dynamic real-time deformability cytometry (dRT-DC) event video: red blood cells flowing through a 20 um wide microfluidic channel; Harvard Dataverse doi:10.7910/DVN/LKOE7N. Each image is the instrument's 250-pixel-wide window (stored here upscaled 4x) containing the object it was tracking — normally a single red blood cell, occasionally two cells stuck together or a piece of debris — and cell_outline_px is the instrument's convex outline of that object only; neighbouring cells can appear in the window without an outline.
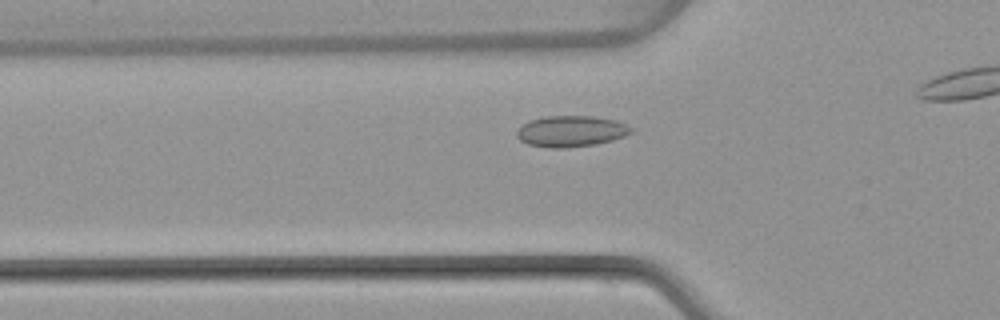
{"species": "common noctule bat (a hibernating species)", "species_latin": "Nyctalus noctula", "temperature_condition": "warm", "stored_images_in_passage": 28, "camera_frame_rate_fps": 3000, "um_per_image_px": 0.085, "animal": {"sex": "female", "body_mass_g": 22.7, "forearm_length_mm": 54.2}, "frame": {"image": 1, "passage_image": 4, "time_ms": 1.0, "image_size_px": [1000, 320], "cell_outline_px": [[636, 128], [632, 132], [624, 136], [612, 140], [596, 144], [564, 148], [552, 148], [528, 144], [520, 140], [516, 136], [516, 132], [524, 124], [532, 120], [548, 116], [592, 116], [616, 120], [628, 124]], "centroid_in_image_um": [48.6, 11.15], "position_along_channel_um": 77.2, "area_um2": 20.69}}
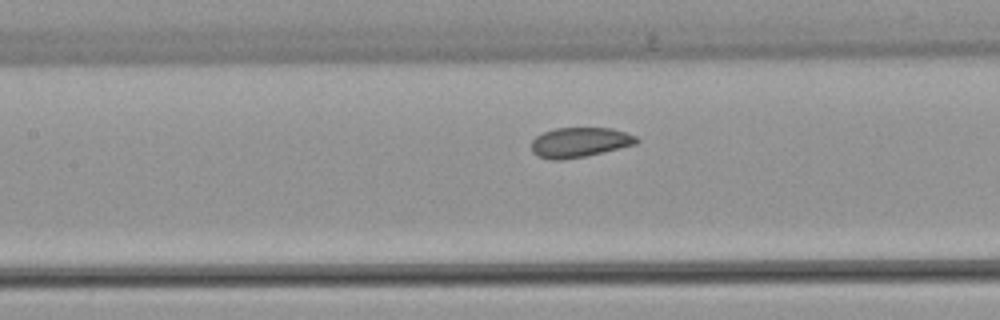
{"frame": {"image": 2, "passage_image": 10, "time_ms": 3.0, "image_size_px": [1000, 320], "cell_outline_px": [[640, 140], [636, 144], [604, 152], [584, 156], [560, 160], [552, 160], [536, 156], [532, 152], [532, 140], [536, 136], [544, 132], [556, 128], [612, 128], [636, 136]], "centroid_in_image_um": [49.26, 12.1], "position_along_channel_um": 158.1, "area_um2": 18.26}}
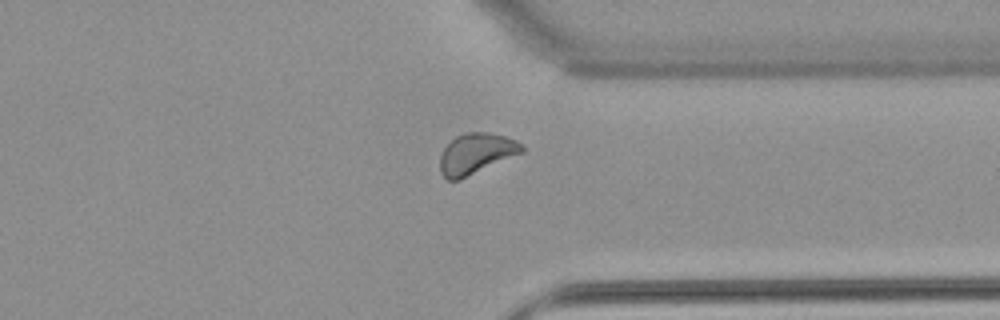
{"frame": {"image": 3, "passage_image": 26, "time_ms": 8.333, "image_size_px": [1000, 320], "cell_outline_px": [[524, 152], [460, 180], [448, 180], [440, 172], [440, 156], [444, 148], [456, 136], [464, 132], [488, 132], [504, 136], [516, 140], [524, 144]], "centroid_in_image_um": [40.49, 13.06], "position_along_channel_um": 370.9, "area_um2": 19.54}}